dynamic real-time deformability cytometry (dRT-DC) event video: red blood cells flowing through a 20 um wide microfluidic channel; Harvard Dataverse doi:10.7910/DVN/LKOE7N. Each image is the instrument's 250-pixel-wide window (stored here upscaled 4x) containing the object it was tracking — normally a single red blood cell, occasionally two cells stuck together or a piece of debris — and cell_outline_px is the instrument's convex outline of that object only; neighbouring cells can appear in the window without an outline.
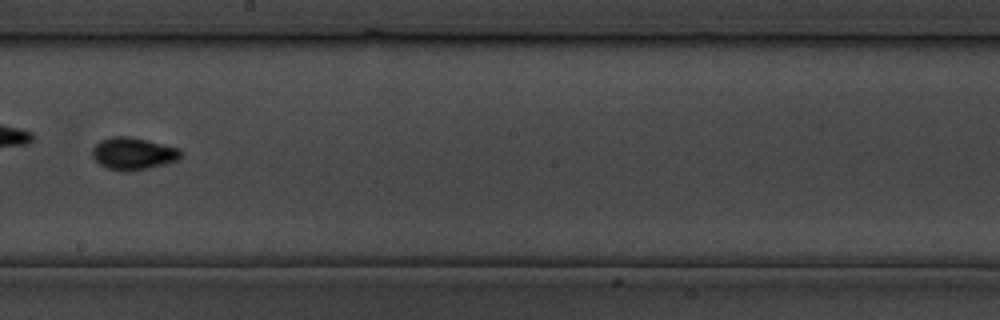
{"species": "common noctule bat (a hibernating species)", "species_latin": "Nyctalus noctula", "temperature_condition": "cold", "stored_images_in_passage": 34, "camera_frame_rate_fps": 3000, "um_per_image_px": 0.085, "animal": {"sex": "male", "body_mass_g": 19.5, "forearm_length_mm": 54.6}, "frame": {"image": 1, "passage_image": 20, "time_ms": 23.667, "image_size_px": [1000, 320], "cell_outline_px": [[184, 152], [180, 160], [148, 168], [128, 172], [108, 168], [100, 164], [92, 156], [92, 148], [100, 140], [112, 136], [128, 136], [180, 148]], "centroid_in_image_um": [11.35, 13.05], "position_along_channel_um": 236.8, "area_um2": 16.7}}